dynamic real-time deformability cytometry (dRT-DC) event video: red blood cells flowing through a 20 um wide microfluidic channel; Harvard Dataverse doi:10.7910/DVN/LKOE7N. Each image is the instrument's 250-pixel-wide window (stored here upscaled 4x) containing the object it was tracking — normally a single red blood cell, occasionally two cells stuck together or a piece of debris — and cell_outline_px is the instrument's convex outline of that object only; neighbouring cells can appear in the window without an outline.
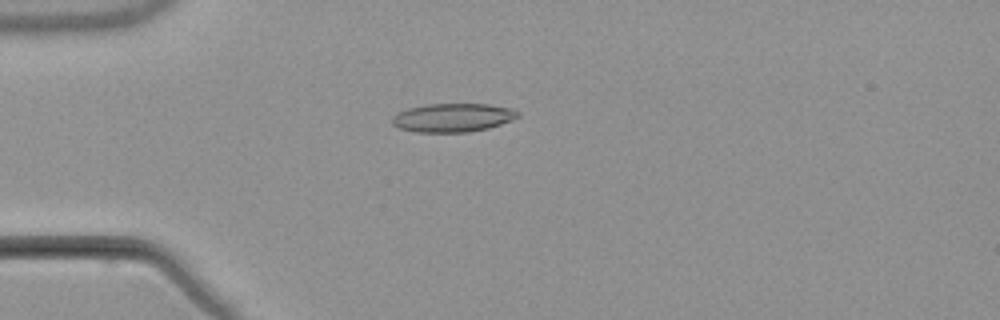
{"species": "common noctule bat (a hibernating species)", "species_latin": "Nyctalus noctula", "temperature_condition": "warm", "stored_images_in_passage": 3, "camera_frame_rate_fps": 3000, "um_per_image_px": 0.085, "animal": {"sex": "male", "body_mass_g": 21.5, "forearm_length_mm": 52.0}, "frame": {"image": 1, "passage_image": 2, "time_ms": 1.0, "image_size_px": [1000, 320], "cell_outline_px": [[520, 116], [512, 120], [488, 128], [468, 132], [416, 132], [400, 128], [392, 124], [392, 116], [396, 112], [408, 108], [428, 104], [488, 104], [512, 108], [520, 112]], "centroid_in_image_um": [38.49, 9.99], "position_along_channel_um": 46.5, "area_um2": 21.04}}
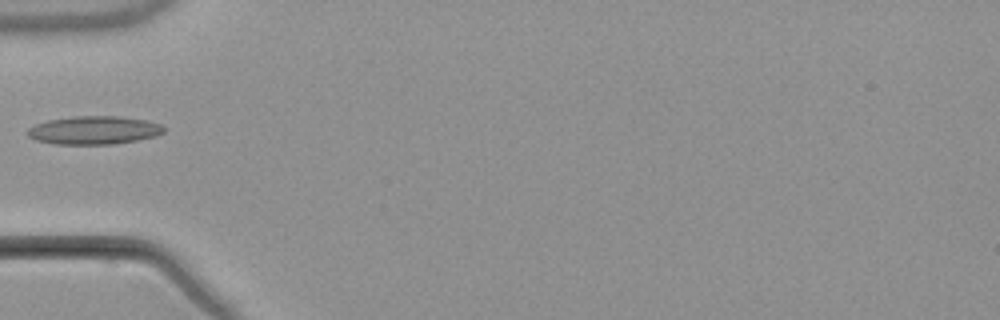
{"frame": {"image": 2, "passage_image": 3, "time_ms": 2.333, "image_size_px": [1000, 320], "cell_outline_px": [[164, 132], [156, 136], [136, 140], [112, 144], [56, 144], [36, 140], [28, 136], [28, 128], [36, 124], [48, 120], [76, 116], [116, 116], [144, 120], [160, 124], [164, 128]], "centroid_in_image_um": [7.98, 11.07], "position_along_channel_um": 77.0, "area_um2": 22.2}}